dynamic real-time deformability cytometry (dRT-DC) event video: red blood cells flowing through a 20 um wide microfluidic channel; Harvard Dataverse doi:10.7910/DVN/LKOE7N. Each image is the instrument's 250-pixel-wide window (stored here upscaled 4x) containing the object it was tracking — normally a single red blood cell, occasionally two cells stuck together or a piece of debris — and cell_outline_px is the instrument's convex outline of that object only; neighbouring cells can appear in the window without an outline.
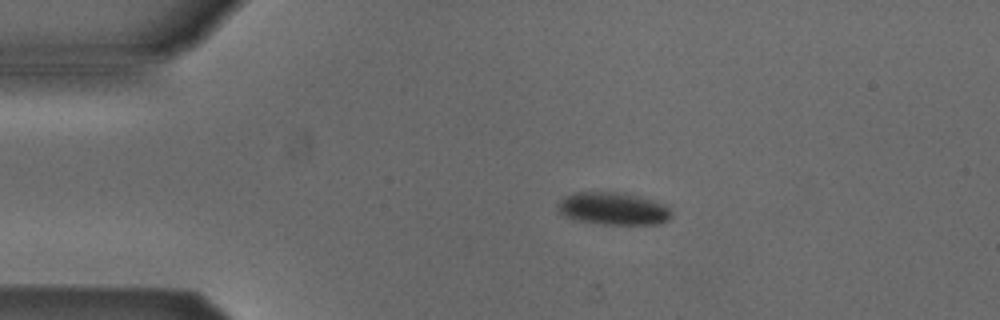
{"species": "Egyptian fruit bat (a non-hibernating species)", "species_latin": "Rousettus aegyptiacus", "temperature_condition": "cold", "stored_images_in_passage": 4, "camera_frame_rate_fps": 3000, "um_per_image_px": 0.085, "animal": {"sex": "male"}, "frame": {"image": 1, "passage_image": 1, "time_ms": 0.0, "image_size_px": [1000, 320], "cell_outline_px": [[672, 216], [668, 220], [660, 224], [600, 224], [572, 220], [564, 216], [556, 208], [560, 200], [564, 196], [576, 192], [616, 192], [640, 196], [664, 204], [672, 212]], "centroid_in_image_um": [52.1, 17.74], "position_along_channel_um": 32.9, "area_um2": 21.73}}
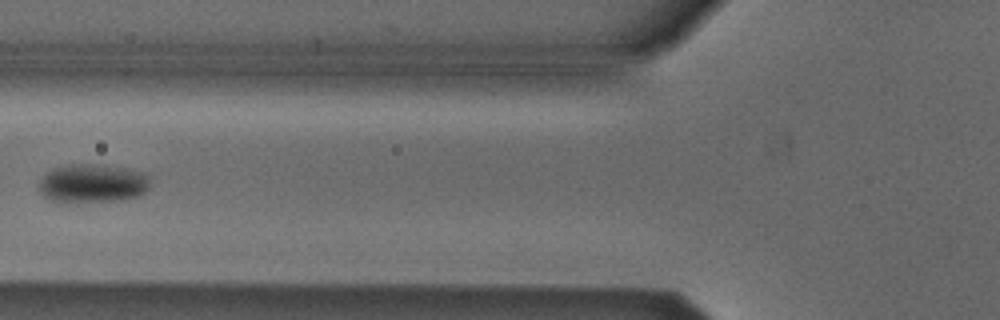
{"frame": {"image": 2, "passage_image": 3, "time_ms": 0.667, "image_size_px": [1000, 320], "cell_outline_px": [[148, 188], [140, 196], [124, 200], [52, 200], [44, 196], [40, 192], [40, 180], [52, 168], [68, 164], [100, 164], [124, 168], [144, 172], [148, 176]], "centroid_in_image_um": [7.9, 15.55], "position_along_channel_um": 117.9, "area_um2": 24.51}}
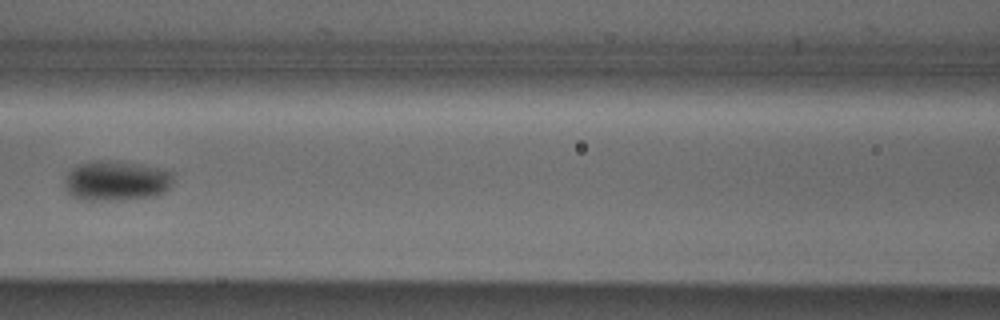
{"frame": {"image": 3, "passage_image": 4, "time_ms": 1.0, "image_size_px": [1000, 320], "cell_outline_px": [[172, 180], [168, 188], [164, 192], [156, 196], [124, 200], [84, 200], [72, 196], [64, 188], [64, 180], [68, 172], [72, 168], [80, 164], [96, 160], [116, 160], [160, 168], [172, 172]], "centroid_in_image_um": [9.86, 15.37], "position_along_channel_um": 156.7, "area_um2": 25.55}}